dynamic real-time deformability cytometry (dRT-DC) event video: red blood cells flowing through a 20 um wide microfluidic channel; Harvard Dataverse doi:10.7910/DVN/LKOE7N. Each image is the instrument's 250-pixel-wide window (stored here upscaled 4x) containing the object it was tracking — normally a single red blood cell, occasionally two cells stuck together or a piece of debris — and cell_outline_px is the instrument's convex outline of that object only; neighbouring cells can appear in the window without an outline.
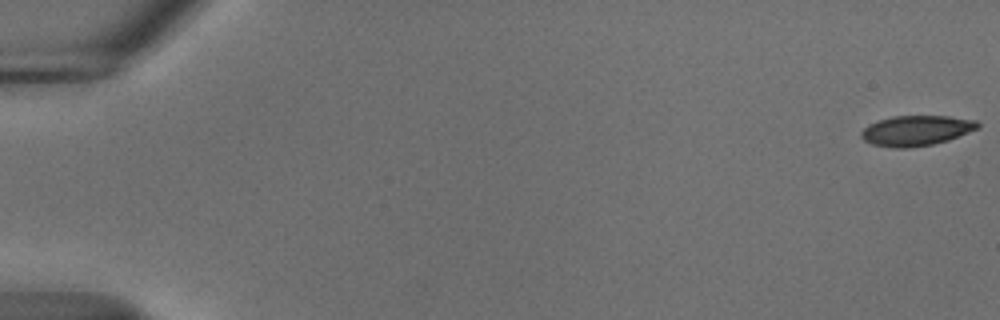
{"species": "common noctule bat (a hibernating species)", "species_latin": "Nyctalus noctula", "temperature_condition": "cold", "stored_images_in_passage": 55, "camera_frame_rate_fps": 3000, "um_per_image_px": 0.085, "animal": {"sex": "male", "body_mass_g": 18.8}, "frame": {"image": 1, "passage_image": 1, "time_ms": 0.0, "image_size_px": [1000, 320], "cell_outline_px": [[980, 128], [948, 140], [932, 144], [908, 148], [892, 148], [872, 144], [864, 140], [860, 136], [860, 132], [868, 124], [892, 116], [948, 116], [976, 120], [980, 124]], "centroid_in_image_um": [77.88, 11.1], "position_along_channel_um": 7.1, "area_um2": 20.58}}
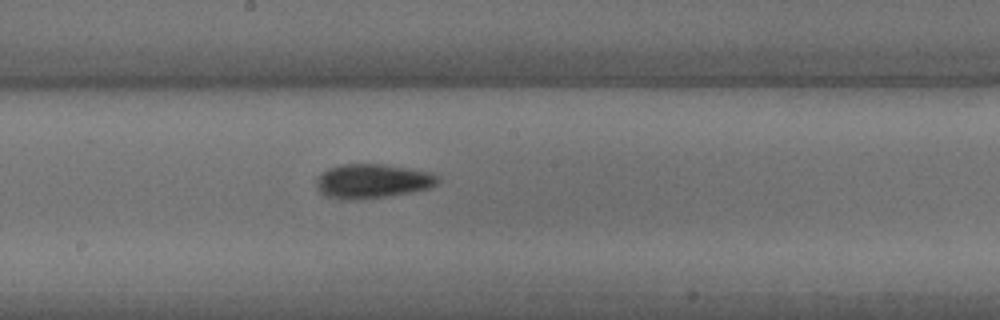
{"frame": {"image": 2, "passage_image": 31, "time_ms": 10.0, "image_size_px": [1000, 320], "cell_outline_px": [[440, 180], [436, 184], [428, 188], [412, 192], [384, 196], [348, 200], [328, 196], [320, 192], [316, 184], [316, 180], [320, 172], [328, 168], [340, 164], [384, 164], [432, 172], [440, 176]], "centroid_in_image_um": [31.66, 15.37], "position_along_channel_um": 216.5, "area_um2": 24.22}}
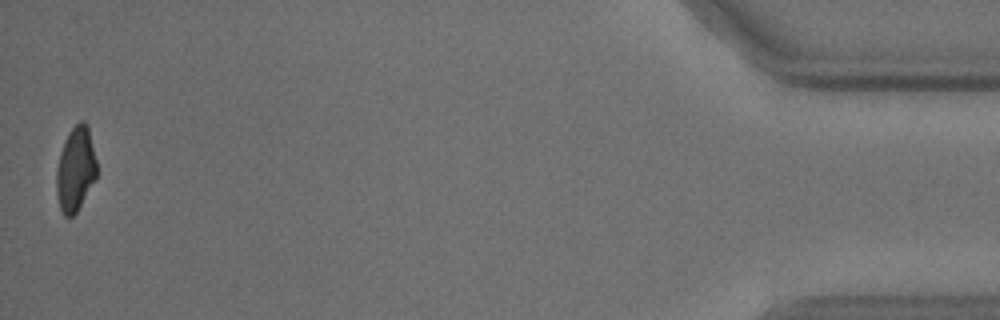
{"frame": {"image": 3, "passage_image": 55, "time_ms": 18.0, "image_size_px": [1000, 320], "cell_outline_px": [[96, 180], [76, 212], [72, 216], [64, 216], [60, 208], [56, 192], [56, 168], [60, 152], [64, 140], [68, 132], [80, 120], [84, 120], [88, 124], [96, 160]], "centroid_in_image_um": [6.42, 14.35], "position_along_channel_um": 428.8, "area_um2": 20.0}, "authors_computed_cell_mechanics": {"area_um2": 21.9062, "velocity_mm_per_s": 3.7037, "shape_relaxation_time_tau1_ms": 4.5401, "shape_relaxation_time_tau2_ms": 7.3983, "deformation_change_tau1": 0.1233, "deformation_change_tau2": 0.1193}}